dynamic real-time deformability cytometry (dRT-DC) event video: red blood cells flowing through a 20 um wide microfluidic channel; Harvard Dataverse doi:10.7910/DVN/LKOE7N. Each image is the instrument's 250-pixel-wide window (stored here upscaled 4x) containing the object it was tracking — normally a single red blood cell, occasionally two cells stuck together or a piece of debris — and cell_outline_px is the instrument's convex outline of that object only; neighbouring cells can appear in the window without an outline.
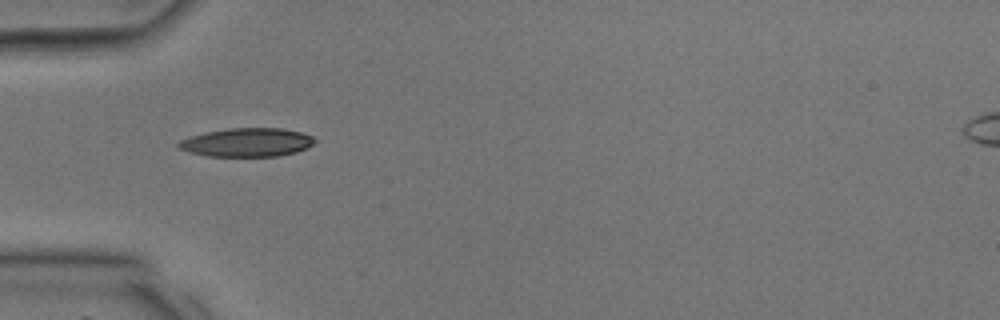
{"species": "common noctule bat (a hibernating species)", "species_latin": "Nyctalus noctula", "temperature_condition": "room temperature", "stored_images_in_passage": 20, "camera_frame_rate_fps": 3000, "um_per_image_px": 0.085, "animal": {"sex": "male", "body_mass_g": 17.9, "forearm_length_mm": 54.2}, "frame": {"image": 1, "passage_image": 1, "time_ms": 0.0, "image_size_px": [1000, 320], "cell_outline_px": [[316, 140], [308, 148], [296, 152], [280, 156], [208, 156], [188, 152], [176, 148], [176, 144], [180, 140], [204, 132], [228, 128], [280, 128], [300, 132], [312, 136]], "centroid_in_image_um": [20.96, 12.1], "position_along_channel_um": 64.0, "area_um2": 22.83}}
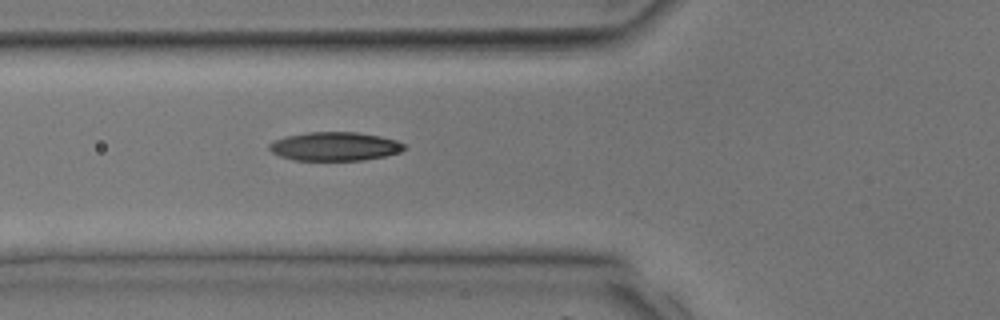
{"frame": {"image": 2, "passage_image": 3, "time_ms": 0.667, "image_size_px": [1000, 320], "cell_outline_px": [[404, 148], [400, 152], [384, 156], [364, 160], [296, 160], [280, 156], [272, 152], [268, 148], [268, 144], [276, 140], [288, 136], [308, 132], [356, 132], [380, 136], [396, 140], [404, 144]], "centroid_in_image_um": [28.46, 12.44], "position_along_channel_um": 97.3, "area_um2": 22.37}}
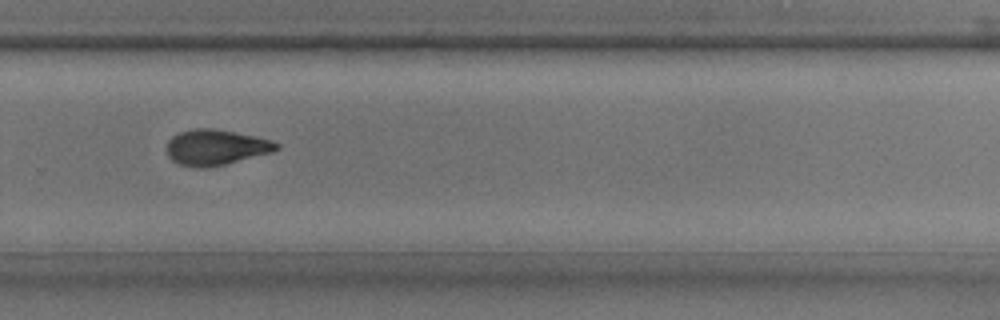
{"frame": {"image": 3, "passage_image": 15, "time_ms": 4.667, "image_size_px": [1000, 320], "cell_outline_px": [[280, 148], [272, 152], [224, 164], [204, 168], [196, 168], [180, 164], [172, 160], [168, 156], [168, 140], [172, 136], [180, 132], [192, 128], [212, 128], [256, 136], [272, 140], [280, 144]], "centroid_in_image_um": [18.36, 12.51], "position_along_channel_um": 311.4, "area_um2": 22.66}}